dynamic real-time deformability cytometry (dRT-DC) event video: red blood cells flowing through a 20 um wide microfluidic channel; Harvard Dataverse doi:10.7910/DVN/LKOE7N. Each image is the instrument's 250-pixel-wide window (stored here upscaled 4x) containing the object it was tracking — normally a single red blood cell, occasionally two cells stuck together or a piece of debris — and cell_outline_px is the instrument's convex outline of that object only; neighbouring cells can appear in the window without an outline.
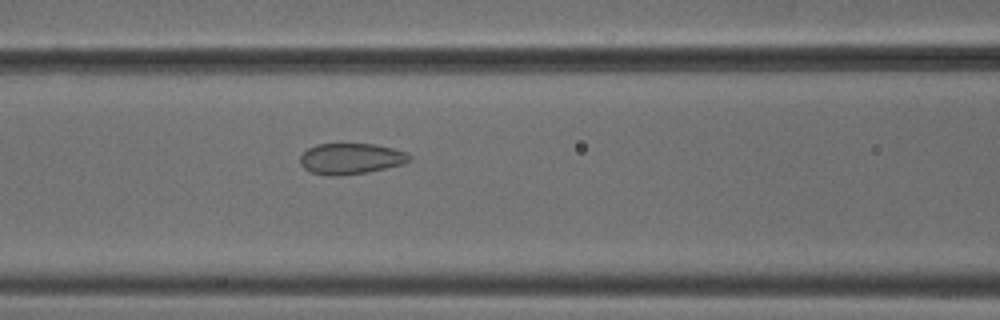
{"species": "common noctule bat (a hibernating species)", "species_latin": "Nyctalus noctula", "temperature_condition": "cold", "stored_images_in_passage": 7, "camera_frame_rate_fps": 3000, "um_per_image_px": 0.085, "animal": {"sex": "male", "body_mass_g": 18.8}, "frame": {"image": 1, "passage_image": 7, "time_ms": 2.0, "image_size_px": [1000, 320], "cell_outline_px": [[412, 160], [404, 164], [368, 172], [336, 176], [328, 176], [312, 172], [304, 168], [300, 164], [300, 156], [308, 148], [316, 144], [340, 140], [372, 144], [392, 148], [408, 152], [412, 156]], "centroid_in_image_um": [29.82, 13.44], "position_along_channel_um": 136.8, "area_um2": 20.63}}